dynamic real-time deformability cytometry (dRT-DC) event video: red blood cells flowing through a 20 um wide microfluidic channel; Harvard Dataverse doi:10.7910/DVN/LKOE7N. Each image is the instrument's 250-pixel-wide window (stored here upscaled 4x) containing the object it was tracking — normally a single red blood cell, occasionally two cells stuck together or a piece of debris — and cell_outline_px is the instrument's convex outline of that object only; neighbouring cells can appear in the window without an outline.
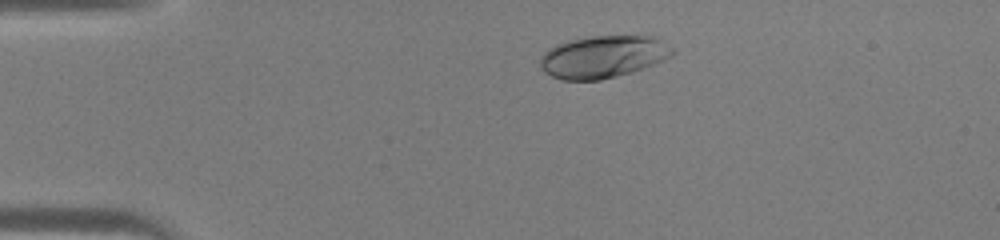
{"species": "human", "species_latin": "Homo sapiens", "temperature_condition": "warm", "stored_images_in_passage": 37, "camera_frame_rate_fps": 3000, "um_per_image_px": 0.085, "donor": {"sex": "male"}, "frame": {"image": 1, "passage_image": 5, "time_ms": 1.333, "image_size_px": [1000, 240], "cell_outline_px": [[676, 52], [672, 56], [644, 68], [632, 72], [600, 80], [560, 80], [544, 72], [540, 68], [540, 56], [544, 52], [556, 44], [568, 40], [592, 36], [648, 36], [660, 40], [672, 48]], "centroid_in_image_um": [51.22, 4.83], "position_along_channel_um": 33.8, "area_um2": 32.6}}
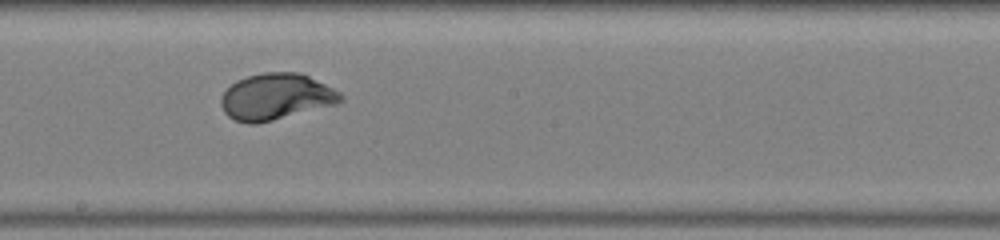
{"frame": {"image": 2, "passage_image": 21, "time_ms": 6.667, "image_size_px": [1000, 240], "cell_outline_px": [[344, 100], [336, 104], [256, 124], [248, 124], [236, 120], [228, 116], [224, 112], [220, 104], [220, 100], [224, 92], [236, 80], [248, 76], [264, 72], [300, 72], [340, 92], [344, 96]], "centroid_in_image_um": [23.45, 8.22], "position_along_channel_um": 224.8, "area_um2": 32.08}}
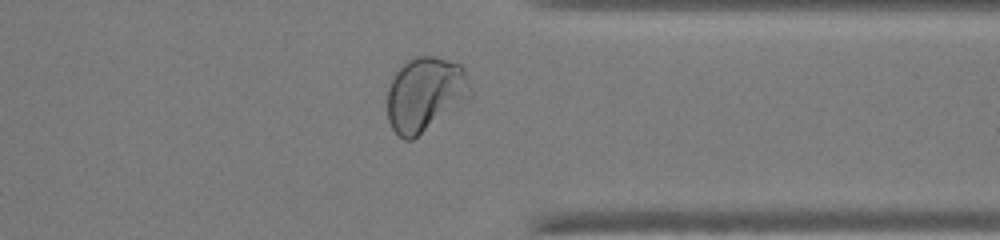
{"frame": {"image": 3, "passage_image": 31, "time_ms": 10.0, "image_size_px": [1000, 240], "cell_outline_px": [[472, 96], [412, 140], [404, 140], [392, 128], [388, 120], [388, 88], [396, 72], [408, 60], [416, 56], [436, 56], [460, 64], [464, 68], [472, 92]], "centroid_in_image_um": [36.14, 8.0], "position_along_channel_um": 375.3, "area_um2": 35.72}}